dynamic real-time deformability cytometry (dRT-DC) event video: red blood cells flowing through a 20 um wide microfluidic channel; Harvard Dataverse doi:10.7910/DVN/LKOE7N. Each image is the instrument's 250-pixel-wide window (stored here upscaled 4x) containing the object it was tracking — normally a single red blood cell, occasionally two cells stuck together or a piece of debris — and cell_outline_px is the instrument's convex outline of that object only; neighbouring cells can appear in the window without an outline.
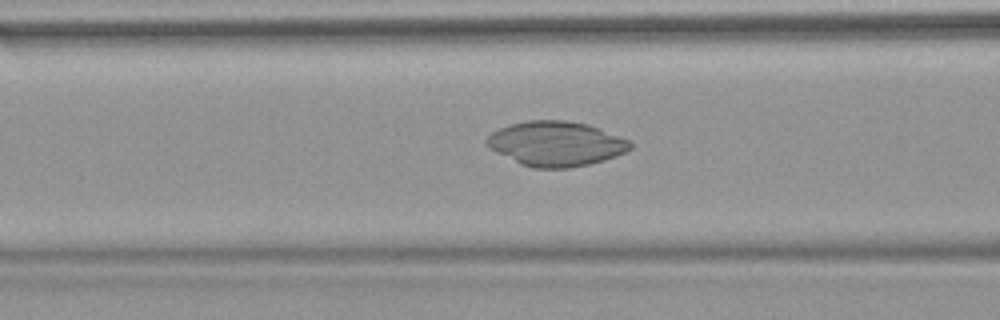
{"species": "common noctule bat (a hibernating species)", "species_latin": "Nyctalus noctula", "temperature_condition": "warm", "stored_images_in_passage": 53, "camera_frame_rate_fps": 3000, "um_per_image_px": 0.085, "animal": {"sex": "female", "body_mass_g": 18.4}, "frame": {"image": 1, "passage_image": 21, "time_ms": 6.667, "image_size_px": [1000, 320], "cell_outline_px": [[632, 148], [616, 156], [604, 160], [588, 164], [568, 168], [532, 168], [520, 164], [488, 148], [484, 140], [492, 132], [500, 128], [512, 124], [528, 120], [568, 120], [588, 124], [628, 140], [632, 144]], "centroid_in_image_um": [47.22, 12.22], "position_along_channel_um": 119.4, "area_um2": 37.34}}
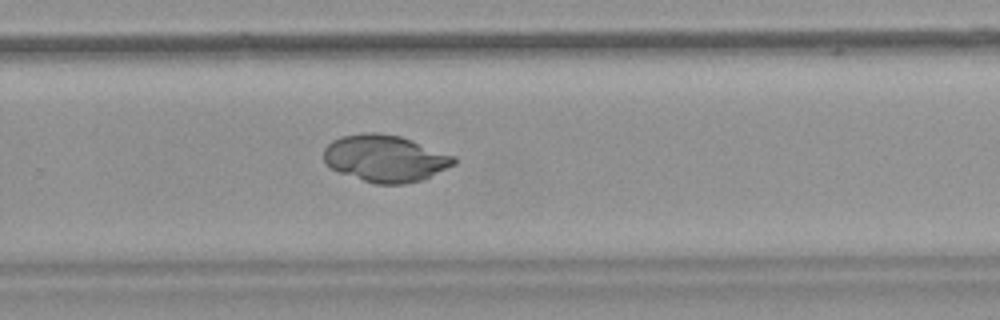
{"frame": {"image": 2, "passage_image": 35, "time_ms": 11.333, "image_size_px": [1000, 320], "cell_outline_px": [[456, 164], [424, 180], [404, 184], [376, 184], [340, 172], [332, 168], [324, 160], [324, 148], [332, 140], [340, 136], [364, 132], [380, 132], [400, 136], [412, 140], [456, 156]], "centroid_in_image_um": [32.78, 13.45], "position_along_channel_um": 297.0, "area_um2": 35.72}}
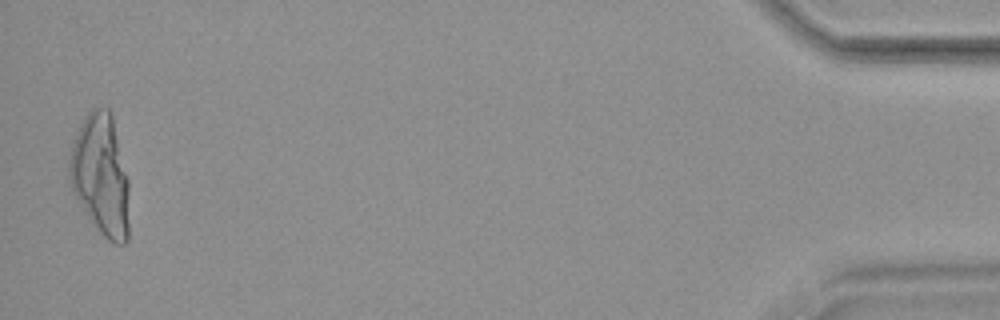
{"frame": {"image": 3, "passage_image": 52, "time_ms": 17.0, "image_size_px": [1000, 320], "cell_outline_px": [[128, 240], [124, 244], [116, 244], [108, 240], [88, 220], [72, 192], [68, 176], [68, 164], [76, 132], [80, 124], [88, 112], [92, 108], [108, 108], [112, 116], [128, 180]], "centroid_in_image_um": [8.54, 14.92], "position_along_channel_um": 426.7, "area_um2": 42.37}}